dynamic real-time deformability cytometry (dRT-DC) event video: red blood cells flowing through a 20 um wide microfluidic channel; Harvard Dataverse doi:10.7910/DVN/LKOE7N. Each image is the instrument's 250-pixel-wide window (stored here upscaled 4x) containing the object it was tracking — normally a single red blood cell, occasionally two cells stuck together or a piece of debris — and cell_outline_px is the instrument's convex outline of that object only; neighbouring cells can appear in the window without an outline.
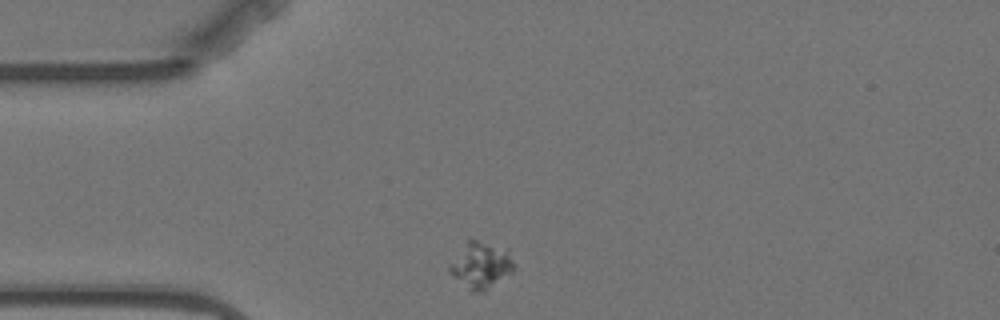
{"species": "Egyptian fruit bat (a non-hibernating species)", "species_latin": "Rousettus aegyptiacus", "temperature_condition": "warm", "stored_images_in_passage": 2, "camera_frame_rate_fps": 3000, "um_per_image_px": 0.085, "animal": {"sex": "female"}, "frame": {"image": 1, "passage_image": 1, "time_ms": 0.0, "image_size_px": [1000, 320], "cell_outline_px": [[516, 268], [512, 272], [484, 292], [472, 292], [452, 276], [448, 272], [448, 264], [468, 240], [476, 240], [508, 248], [516, 264]], "centroid_in_image_um": [40.9, 22.55], "position_along_channel_um": 44.1, "area_um2": 17.63}}